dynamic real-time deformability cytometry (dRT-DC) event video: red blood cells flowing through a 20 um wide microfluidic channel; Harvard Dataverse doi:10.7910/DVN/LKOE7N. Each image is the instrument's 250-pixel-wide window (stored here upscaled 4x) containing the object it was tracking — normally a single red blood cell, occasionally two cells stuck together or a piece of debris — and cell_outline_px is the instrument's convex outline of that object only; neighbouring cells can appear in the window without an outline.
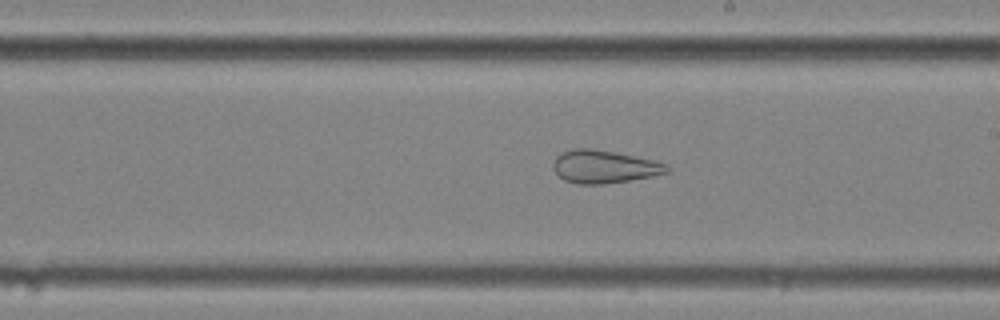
{"species": "common noctule bat (a hibernating species)", "species_latin": "Nyctalus noctula", "temperature_condition": "cold", "stored_images_in_passage": 55, "camera_frame_rate_fps": 3000, "um_per_image_px": 0.085, "animal": {"sex": "female", "body_mass_g": 25.1}, "frame": {"image": 1, "passage_image": 32, "time_ms": 10.333, "image_size_px": [1000, 320], "cell_outline_px": [[672, 168], [668, 172], [652, 176], [604, 184], [576, 184], [564, 180], [552, 168], [552, 164], [556, 156], [560, 152], [572, 148], [592, 148], [652, 160], [668, 164]], "centroid_in_image_um": [51.32, 14.16], "position_along_channel_um": 237.7, "area_um2": 21.79}}